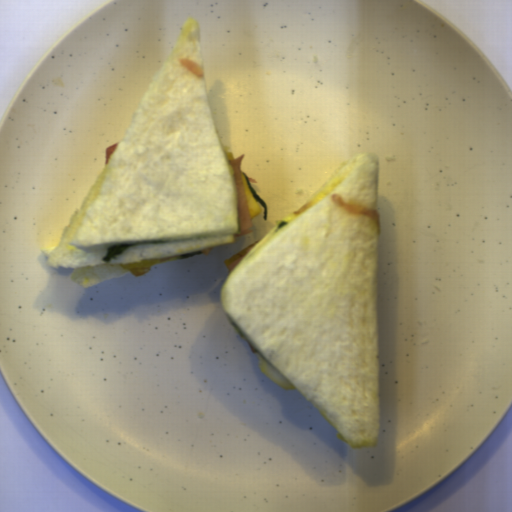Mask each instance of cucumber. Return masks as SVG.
<instances>
[{"instance_id":"1","label":"cucumber","mask_w":512,"mask_h":512,"mask_svg":"<svg viewBox=\"0 0 512 512\" xmlns=\"http://www.w3.org/2000/svg\"><path fill=\"white\" fill-rule=\"evenodd\" d=\"M244 176L246 178L248 188L251 191L252 195L254 196L256 202L263 207V220L266 221L268 218V205L264 202V200L262 198H260L257 195V193L255 192V190L253 189V187L249 181V178L246 175H244Z\"/></svg>"}]
</instances>
